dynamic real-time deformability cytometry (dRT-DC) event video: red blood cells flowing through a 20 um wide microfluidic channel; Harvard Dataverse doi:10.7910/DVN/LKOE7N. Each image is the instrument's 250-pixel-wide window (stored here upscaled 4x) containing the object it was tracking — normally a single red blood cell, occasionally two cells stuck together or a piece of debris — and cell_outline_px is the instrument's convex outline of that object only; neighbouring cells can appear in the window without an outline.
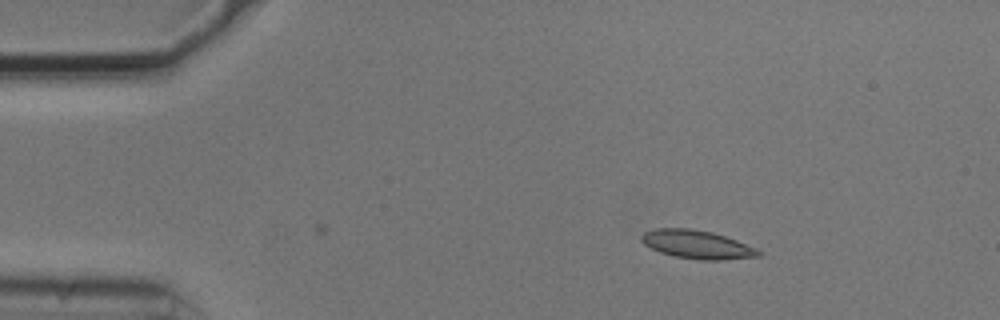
{"species": "common noctule bat (a hibernating species)", "species_latin": "Nyctalus noctula", "temperature_condition": "cold", "stored_images_in_passage": 2, "camera_frame_rate_fps": 3000, "um_per_image_px": 0.085, "animal": {"sex": "male", "body_mass_g": 20.5, "forearm_length_mm": 52.5}, "frame": {"image": 1, "passage_image": 2, "time_ms": 0.333, "image_size_px": [1000, 320], "cell_outline_px": [[760, 256], [720, 260], [700, 260], [676, 256], [660, 252], [644, 244], [640, 240], [640, 236], [644, 232], [656, 228], [692, 228], [712, 232], [736, 240], [756, 248], [760, 252]], "centroid_in_image_um": [59.22, 20.77], "position_along_channel_um": 25.8, "area_um2": 19.25}}